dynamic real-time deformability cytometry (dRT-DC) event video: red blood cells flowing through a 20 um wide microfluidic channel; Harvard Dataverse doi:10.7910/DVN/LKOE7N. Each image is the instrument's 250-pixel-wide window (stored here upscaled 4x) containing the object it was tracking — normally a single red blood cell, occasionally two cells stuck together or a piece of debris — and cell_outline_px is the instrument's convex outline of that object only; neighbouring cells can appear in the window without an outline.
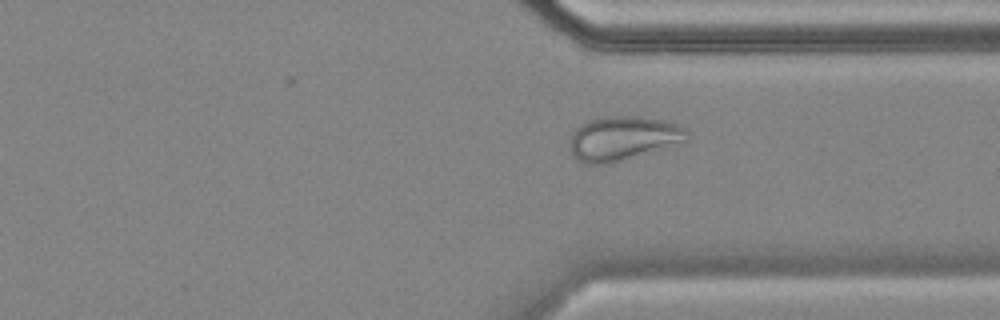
{"species": "common noctule bat (a hibernating species)", "species_latin": "Nyctalus noctula", "temperature_condition": "cold", "stored_images_in_passage": 51, "camera_frame_rate_fps": 3000, "um_per_image_px": 0.085, "animal": {"sex": "female", "body_mass_g": 18.4}, "frame": {"image": 1, "passage_image": 36, "time_ms": 11.667, "image_size_px": [1000, 320], "cell_outline_px": [[692, 136], [684, 144], [604, 164], [584, 164], [572, 156], [572, 132], [580, 124], [600, 116], [636, 116], [664, 120], [676, 124], [684, 128]], "centroid_in_image_um": [53.02, 11.75], "position_along_channel_um": 358.4, "area_um2": 30.4}}
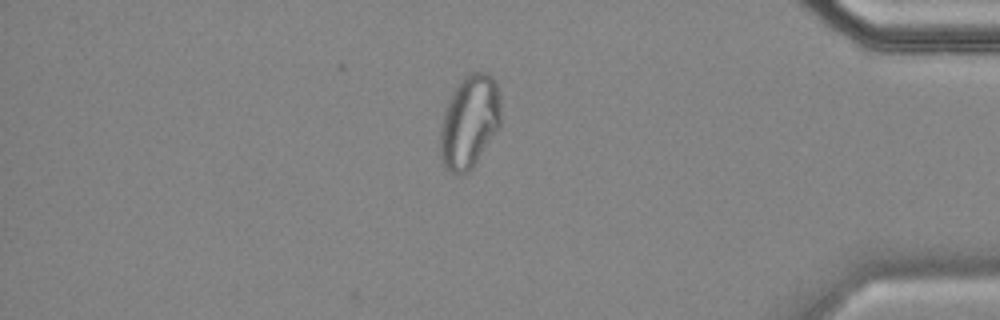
{"frame": {"image": 2, "passage_image": 42, "time_ms": 13.667, "image_size_px": [1000, 320], "cell_outline_px": [[500, 128], [472, 168], [468, 172], [460, 176], [444, 168], [440, 156], [440, 124], [448, 100], [460, 80], [464, 76], [472, 72], [484, 72], [492, 76], [496, 80], [500, 96]], "centroid_in_image_um": [39.9, 10.36], "position_along_channel_um": 395.3, "area_um2": 33.35}}